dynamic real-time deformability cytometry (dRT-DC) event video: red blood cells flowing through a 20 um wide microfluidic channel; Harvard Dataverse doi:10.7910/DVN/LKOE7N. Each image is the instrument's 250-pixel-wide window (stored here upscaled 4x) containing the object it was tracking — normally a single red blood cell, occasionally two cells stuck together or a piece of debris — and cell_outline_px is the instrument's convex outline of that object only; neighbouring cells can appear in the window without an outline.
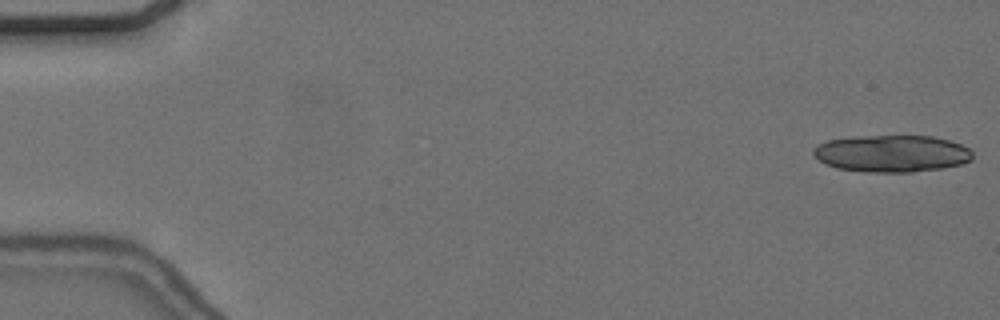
{"species": "common noctule bat (a hibernating species)", "species_latin": "Nyctalus noctula", "temperature_condition": "cold", "stored_images_in_passage": 32, "camera_frame_rate_fps": 3000, "um_per_image_px": 0.085, "animal": {"sex": "female", "body_mass_g": 24.6, "forearm_length_mm": 56.2}, "frame": {"image": 1, "passage_image": 1, "time_ms": 0.0, "image_size_px": [1000, 320], "cell_outline_px": [[972, 160], [960, 164], [944, 168], [912, 172], [868, 172], [836, 168], [824, 164], [812, 152], [820, 144], [828, 140], [860, 136], [932, 136], [948, 140], [960, 144], [968, 148], [972, 152]], "centroid_in_image_um": [75.83, 13.06], "position_along_channel_um": 9.2, "area_um2": 34.16}}